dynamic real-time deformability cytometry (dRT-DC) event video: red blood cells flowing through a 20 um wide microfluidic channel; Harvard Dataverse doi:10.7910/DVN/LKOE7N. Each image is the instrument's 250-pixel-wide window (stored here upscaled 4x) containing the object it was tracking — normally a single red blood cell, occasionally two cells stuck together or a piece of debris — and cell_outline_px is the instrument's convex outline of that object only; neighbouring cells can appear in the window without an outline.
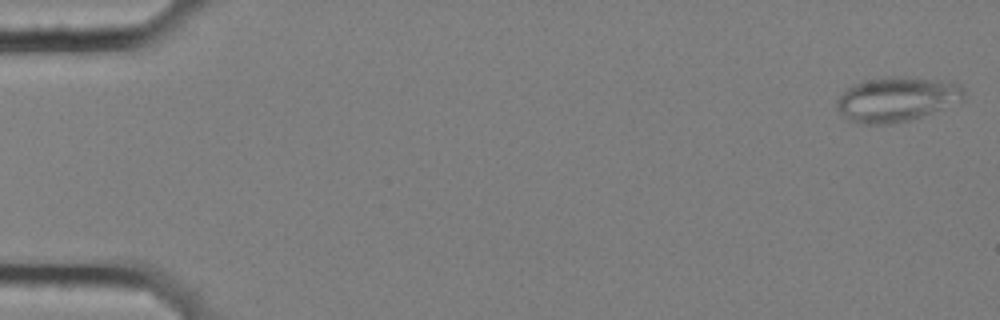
{"species": "common noctule bat (a hibernating species)", "species_latin": "Nyctalus noctula", "temperature_condition": "cold", "stored_images_in_passage": 56, "segment_of_instrument_passage": [1, 2], "camera_frame_rate_fps": 3000, "um_per_image_px": 0.085, "animal": {"sex": "female", "body_mass_g": 25.1}, "frame": {"image": 1, "passage_image": 1, "time_ms": 0.0, "image_size_px": [1000, 320], "cell_outline_px": [[964, 100], [920, 116], [908, 120], [892, 124], [860, 124], [848, 120], [836, 108], [836, 100], [852, 84], [864, 80], [888, 76], [904, 76], [952, 80], [964, 88]], "centroid_in_image_um": [76.22, 8.4], "position_along_channel_um": 8.8, "area_um2": 33.41}}